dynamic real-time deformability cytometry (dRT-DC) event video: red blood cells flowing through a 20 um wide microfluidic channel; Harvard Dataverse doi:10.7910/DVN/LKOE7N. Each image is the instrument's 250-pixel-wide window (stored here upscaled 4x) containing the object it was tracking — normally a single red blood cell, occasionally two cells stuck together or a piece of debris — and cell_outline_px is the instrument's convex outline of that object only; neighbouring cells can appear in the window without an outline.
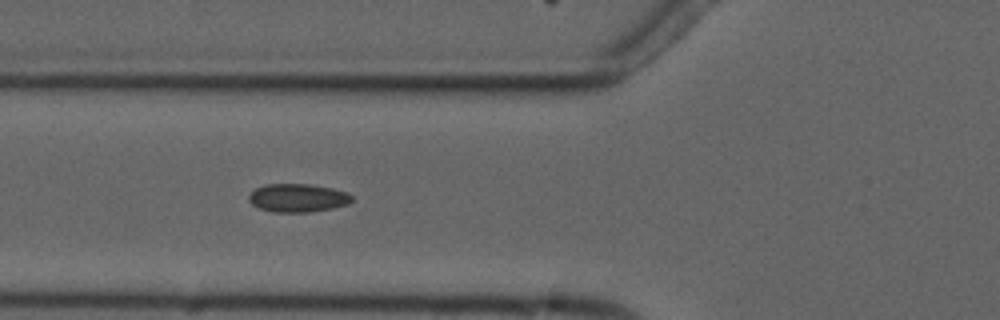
{"species": "common noctule bat (a hibernating species)", "species_latin": "Nyctalus noctula", "temperature_condition": "cold", "stored_images_in_passage": 9, "camera_frame_rate_fps": 3000, "um_per_image_px": 0.085, "animal": {"sex": "male", "forearm_length_mm": 52.5}, "frame": {"image": 1, "passage_image": 6, "time_ms": 6.667, "image_size_px": [1000, 320], "cell_outline_px": [[352, 200], [348, 204], [332, 208], [308, 212], [272, 212], [260, 208], [252, 204], [248, 200], [248, 196], [256, 188], [264, 184], [312, 184], [332, 188], [348, 192], [352, 196]], "centroid_in_image_um": [25.31, 16.81], "position_along_channel_um": 100.5, "area_um2": 17.05}}
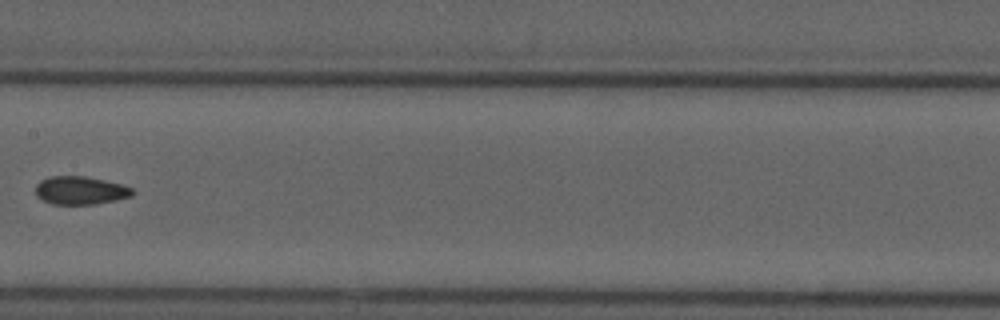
{"frame": {"image": 2, "passage_image": 8, "time_ms": 9.333, "image_size_px": [1000, 320], "cell_outline_px": [[136, 192], [132, 196], [116, 200], [96, 204], [52, 204], [36, 196], [36, 184], [40, 180], [48, 176], [84, 176], [104, 180], [120, 184], [132, 188]], "centroid_in_image_um": [6.83, 16.18], "position_along_channel_um": 200.6, "area_um2": 15.95}}
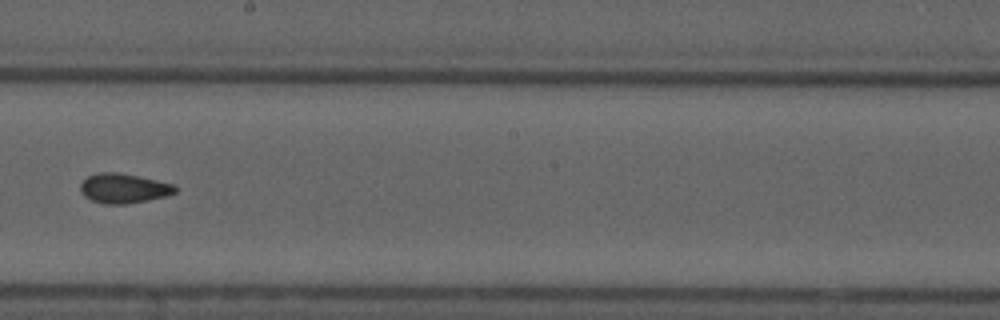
{"frame": {"image": 3, "passage_image": 9, "time_ms": 10.333, "image_size_px": [1000, 320], "cell_outline_px": [[180, 188], [176, 192], [164, 196], [148, 200], [124, 204], [104, 204], [92, 200], [84, 196], [80, 192], [80, 184], [88, 176], [100, 172], [116, 172], [176, 184]], "centroid_in_image_um": [10.53, 16.01], "position_along_channel_um": 237.7, "area_um2": 16.36}}